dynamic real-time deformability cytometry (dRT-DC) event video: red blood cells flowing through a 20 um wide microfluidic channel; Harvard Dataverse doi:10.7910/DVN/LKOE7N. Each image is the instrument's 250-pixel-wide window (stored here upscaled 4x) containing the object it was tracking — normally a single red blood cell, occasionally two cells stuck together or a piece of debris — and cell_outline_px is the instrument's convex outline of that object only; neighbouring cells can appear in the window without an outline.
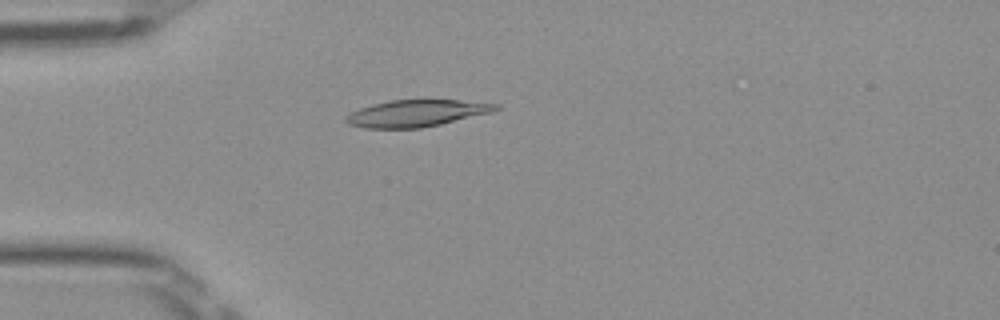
{"species": "Egyptian fruit bat (a non-hibernating species)", "species_latin": "Rousettus aegyptiacus", "temperature_condition": "room temperature", "stored_images_in_passage": 51, "camera_frame_rate_fps": 3000, "um_per_image_px": 0.085, "frame": {"image": 1, "passage_image": 14, "time_ms": 4.333, "image_size_px": [1000, 320], "cell_outline_px": [[500, 108], [492, 112], [440, 124], [420, 128], [364, 128], [348, 124], [344, 120], [344, 116], [360, 108], [372, 104], [392, 100], [460, 100], [500, 104]], "centroid_in_image_um": [35.38, 9.63], "position_along_channel_um": 49.6, "area_um2": 23.29}}
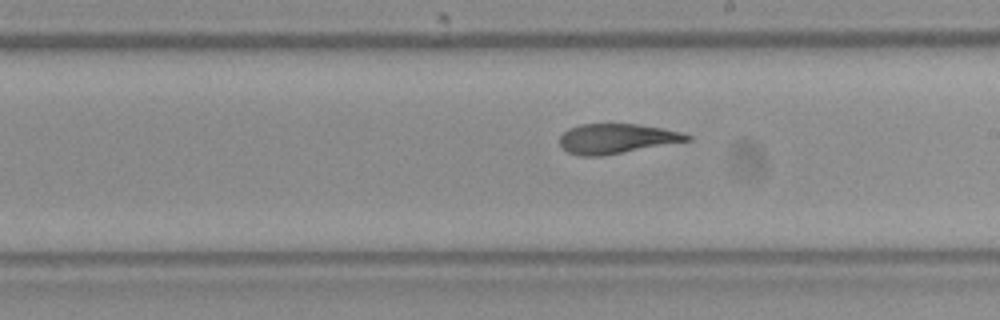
{"frame": {"image": 2, "passage_image": 29, "time_ms": 9.333, "image_size_px": [1000, 320], "cell_outline_px": [[692, 140], [600, 156], [580, 156], [568, 152], [560, 144], [560, 136], [568, 128], [580, 124], [636, 124], [664, 128], [680, 132], [692, 136]], "centroid_in_image_um": [52.41, 11.77], "position_along_channel_um": 236.6, "area_um2": 21.96}}
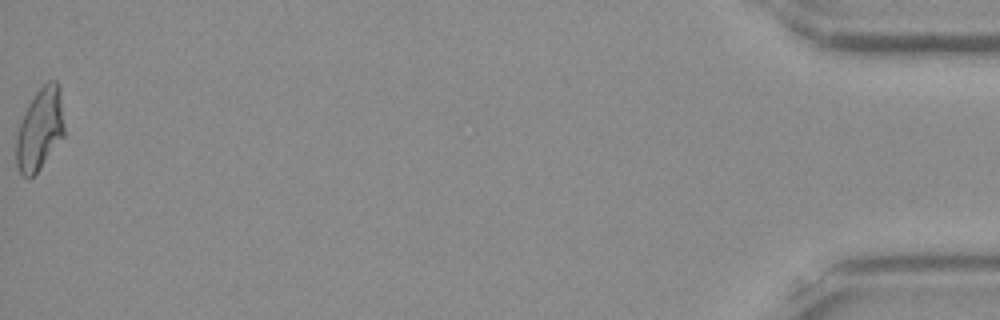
{"frame": {"image": 3, "passage_image": 51, "time_ms": 16.667, "image_size_px": [1000, 320], "cell_outline_px": [[64, 136], [40, 168], [28, 180], [20, 172], [16, 164], [16, 136], [24, 112], [28, 104], [36, 92], [48, 80], [56, 80], [60, 88], [64, 124]], "centroid_in_image_um": [3.39, 10.97], "position_along_channel_um": 431.8, "area_um2": 22.95}, "authors_computed_cell_mechanics": {"area_um2": 23.2934, "velocity_mm_per_s": 3.9971, "shape_relaxation_time_tau1_ms": 6.2508, "shape_relaxation_time_tau2_ms": 3.3275, "deformation_change_tau1": 0.224, "deformation_change_tau2": 0.121}}